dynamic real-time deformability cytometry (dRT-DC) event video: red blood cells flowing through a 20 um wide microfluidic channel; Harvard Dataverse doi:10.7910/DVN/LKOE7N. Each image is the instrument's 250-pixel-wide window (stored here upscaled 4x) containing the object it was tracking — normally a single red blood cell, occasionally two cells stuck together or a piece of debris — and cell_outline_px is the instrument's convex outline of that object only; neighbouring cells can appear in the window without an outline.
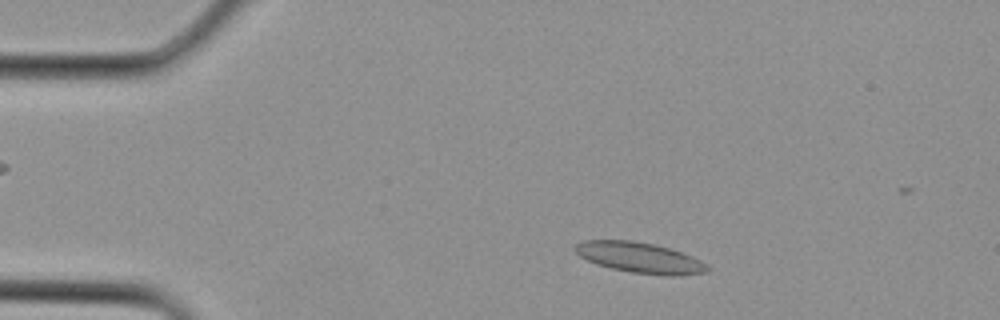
{"species": "Egyptian fruit bat (a non-hibernating species)", "species_latin": "Rousettus aegyptiacus", "temperature_condition": "cold", "stored_images_in_passage": 20, "camera_frame_rate_fps": 3000, "um_per_image_px": 0.085, "animal": {"sex": "female"}, "frame": {"image": 1, "passage_image": 3, "time_ms": 0.667, "image_size_px": [1000, 320], "cell_outline_px": [[712, 268], [708, 272], [680, 276], [672, 276], [632, 272], [612, 268], [596, 264], [580, 256], [576, 252], [576, 244], [584, 240], [632, 240], [652, 244], [668, 248], [692, 256], [708, 264]], "centroid_in_image_um": [54.44, 21.91], "position_along_channel_um": 30.6, "area_um2": 23.47}}
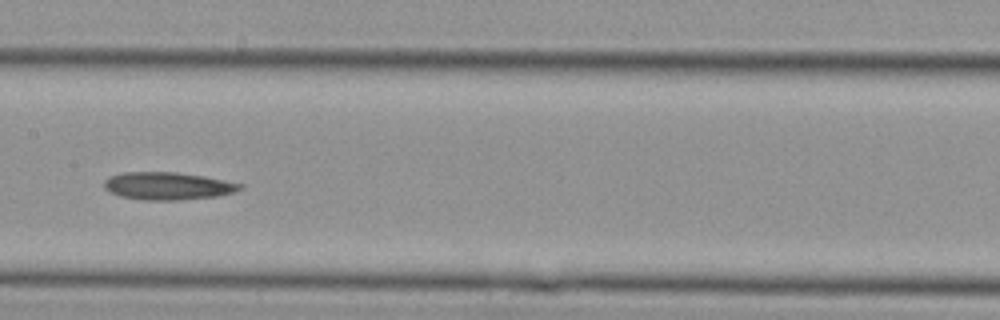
{"frame": {"image": 2, "passage_image": 13, "time_ms": 4.0, "image_size_px": [1000, 320], "cell_outline_px": [[244, 184], [240, 188], [232, 192], [216, 196], [176, 200], [144, 200], [120, 196], [104, 188], [104, 180], [112, 176], [124, 172], [176, 172], [204, 176]], "centroid_in_image_um": [14.24, 15.8], "position_along_channel_um": 193.2, "area_um2": 21.56}}
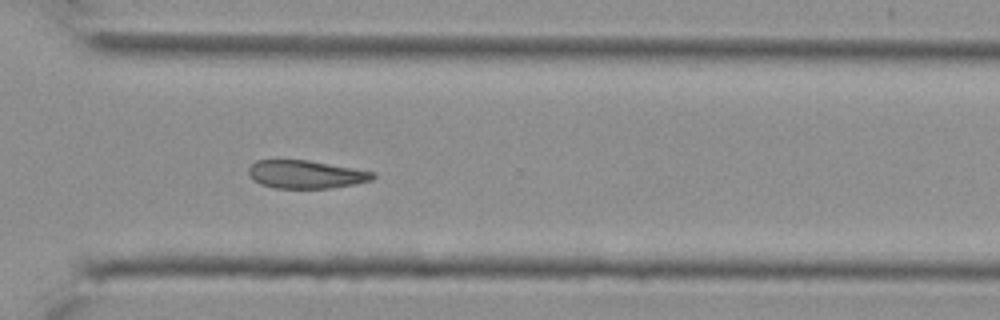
{"frame": {"image": 3, "passage_image": 20, "time_ms": 6.333, "image_size_px": [1000, 320], "cell_outline_px": [[376, 176], [372, 180], [352, 184], [328, 188], [276, 188], [260, 184], [252, 180], [248, 176], [248, 168], [256, 160], [308, 160], [376, 172]], "centroid_in_image_um": [25.97, 14.82], "position_along_channel_um": 344.6, "area_um2": 20.35}}